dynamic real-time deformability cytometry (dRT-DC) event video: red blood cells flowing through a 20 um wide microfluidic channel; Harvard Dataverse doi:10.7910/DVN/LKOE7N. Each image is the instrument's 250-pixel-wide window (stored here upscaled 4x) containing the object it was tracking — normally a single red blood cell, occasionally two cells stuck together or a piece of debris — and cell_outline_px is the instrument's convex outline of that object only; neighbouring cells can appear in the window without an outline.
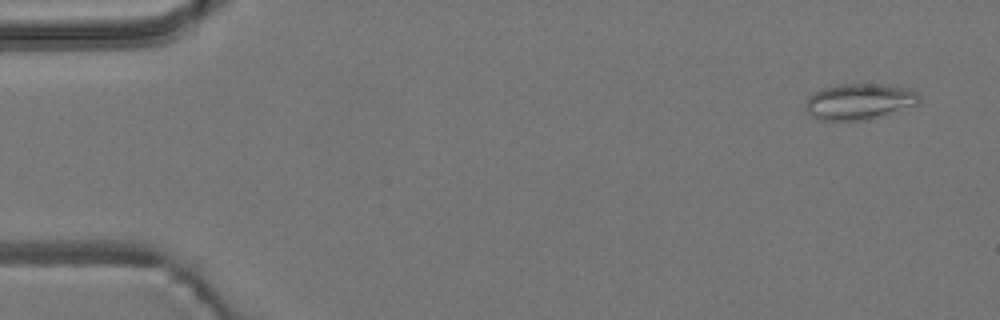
{"species": "common noctule bat (a hibernating species)", "species_latin": "Nyctalus noctula", "temperature_condition": "room temperature", "stored_images_in_passage": 7, "camera_frame_rate_fps": 3000, "um_per_image_px": 0.085, "animal": {"sex": "male", "body_mass_g": 19.2, "forearm_length_mm": 51.8}, "frame": {"image": 1, "passage_image": 1, "time_ms": 0.0, "image_size_px": [1000, 320], "cell_outline_px": [[920, 104], [868, 120], [820, 120], [812, 116], [804, 108], [804, 104], [808, 96], [812, 92], [820, 88], [840, 84], [880, 84], [908, 88], [916, 92], [920, 100]], "centroid_in_image_um": [73.0, 8.63], "position_along_channel_um": 12.0, "area_um2": 24.1}}
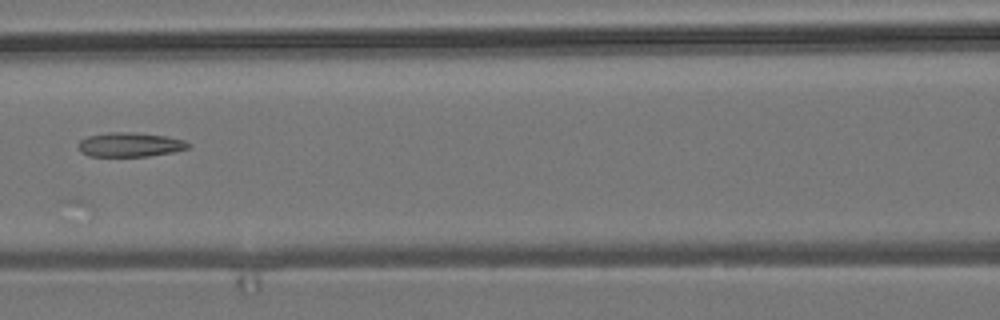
{"frame": {"image": 2, "passage_image": 7, "time_ms": 7.0, "image_size_px": [1000, 320], "cell_outline_px": [[192, 144], [188, 148], [172, 152], [148, 156], [88, 156], [80, 152], [76, 144], [80, 140], [88, 136], [108, 132], [136, 132], [164, 136], [184, 140]], "centroid_in_image_um": [11.01, 12.29], "position_along_channel_um": 155.6, "area_um2": 15.66}}